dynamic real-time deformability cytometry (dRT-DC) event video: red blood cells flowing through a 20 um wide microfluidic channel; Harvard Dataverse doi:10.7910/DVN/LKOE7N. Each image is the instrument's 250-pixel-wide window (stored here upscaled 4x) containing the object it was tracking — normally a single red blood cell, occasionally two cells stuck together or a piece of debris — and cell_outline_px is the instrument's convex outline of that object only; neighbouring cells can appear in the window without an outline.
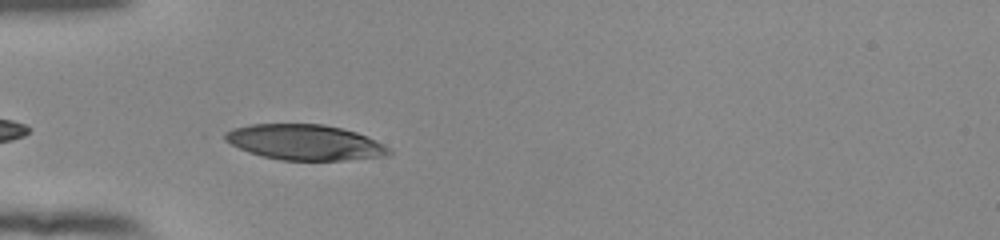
{"species": "human", "species_latin": "Homo sapiens", "temperature_condition": "room temperature", "stored_images_in_passage": 19, "camera_frame_rate_fps": 3000, "um_per_image_px": 0.085, "donor": {"sex": "female"}, "frame": {"image": 1, "passage_image": 2, "time_ms": 0.333, "image_size_px": [1000, 240], "cell_outline_px": [[392, 152], [388, 156], [344, 160], [280, 160], [248, 152], [216, 136], [232, 128], [252, 124], [324, 124], [356, 132], [384, 144], [392, 148]], "centroid_in_image_um": [25.88, 12.09], "position_along_channel_um": 59.1, "area_um2": 34.1}}
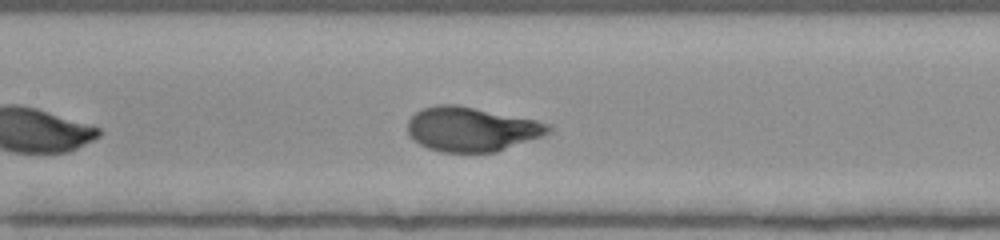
{"frame": {"image": 2, "passage_image": 11, "time_ms": 3.333, "image_size_px": [1000, 240], "cell_outline_px": [[552, 132], [544, 136], [496, 152], [440, 152], [428, 148], [412, 140], [408, 136], [408, 120], [416, 112], [424, 108], [436, 104], [456, 104], [536, 120], [548, 124], [552, 128]], "centroid_in_image_um": [40.08, 10.98], "position_along_channel_um": 167.3, "area_um2": 36.59}}
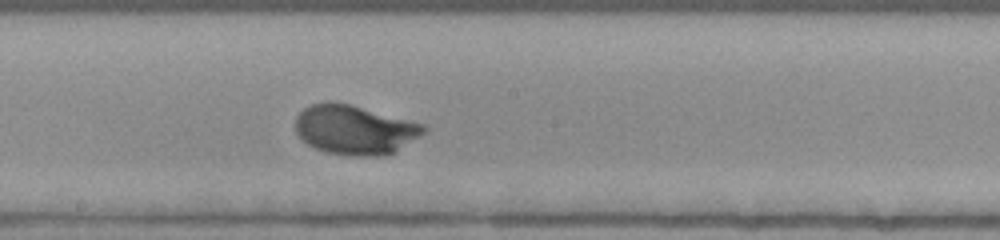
{"frame": {"image": 3, "passage_image": 15, "time_ms": 4.667, "image_size_px": [1000, 240], "cell_outline_px": [[428, 128], [420, 136], [396, 152], [384, 156], [352, 156], [328, 152], [316, 148], [308, 144], [296, 132], [296, 116], [304, 108], [312, 104], [328, 100], [332, 100], [352, 104], [424, 124]], "centroid_in_image_um": [30.17, 11.01], "position_along_channel_um": 218.0, "area_um2": 37.17}}